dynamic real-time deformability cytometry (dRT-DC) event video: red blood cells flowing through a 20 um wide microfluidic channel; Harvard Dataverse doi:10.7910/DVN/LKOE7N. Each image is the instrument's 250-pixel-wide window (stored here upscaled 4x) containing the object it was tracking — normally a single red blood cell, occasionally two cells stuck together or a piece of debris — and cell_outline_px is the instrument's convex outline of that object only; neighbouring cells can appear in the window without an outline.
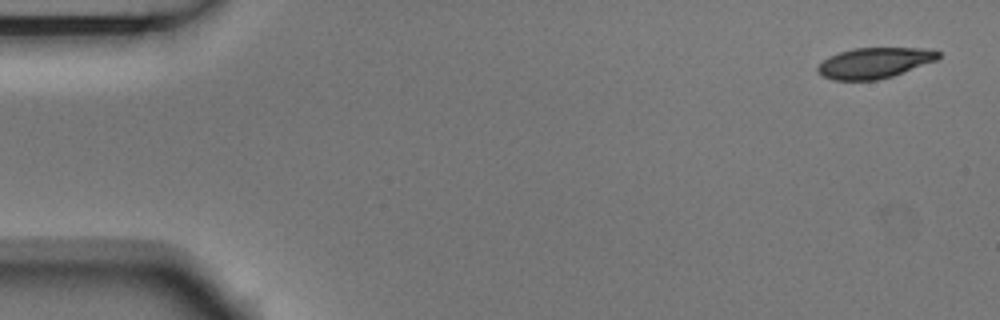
{"species": "Egyptian fruit bat (a non-hibernating species)", "species_latin": "Rousettus aegyptiacus", "temperature_condition": "room temperature", "stored_images_in_passage": 8, "camera_frame_rate_fps": 3000, "um_per_image_px": 0.085, "animal": {"sex": "male"}, "frame": {"image": 1, "passage_image": 1, "time_ms": 0.0, "image_size_px": [1000, 320], "cell_outline_px": [[940, 56], [936, 60], [892, 76], [876, 80], [832, 80], [816, 72], [816, 68], [828, 56], [852, 48], [924, 48], [940, 52]], "centroid_in_image_um": [74.29, 5.34], "position_along_channel_um": 10.7, "area_um2": 21.39}}
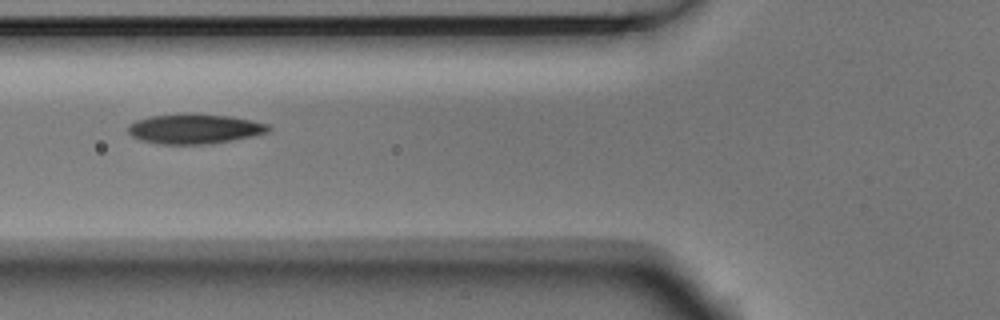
{"frame": {"image": 2, "passage_image": 6, "time_ms": 1.667, "image_size_px": [1000, 320], "cell_outline_px": [[272, 128], [268, 132], [252, 136], [212, 144], [160, 144], [140, 140], [132, 136], [128, 132], [128, 124], [136, 120], [152, 116], [228, 116], [268, 124]], "centroid_in_image_um": [16.52, 11.0], "position_along_channel_um": 109.3, "area_um2": 23.47}}
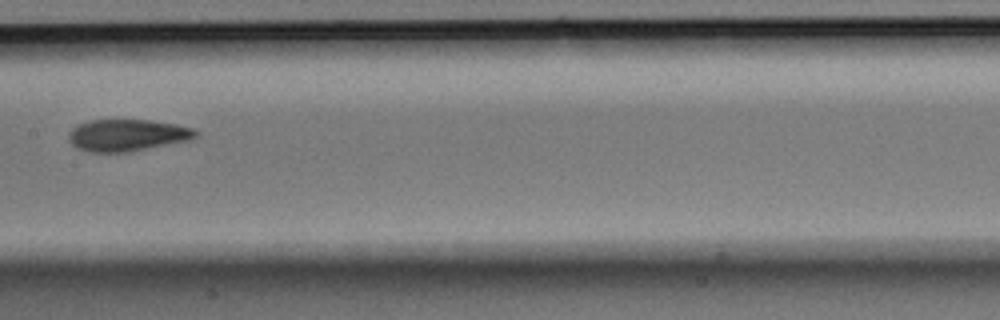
{"frame": {"image": 3, "passage_image": 8, "time_ms": 2.333, "image_size_px": [1000, 320], "cell_outline_px": [[200, 132], [196, 136], [188, 140], [128, 152], [88, 152], [76, 148], [68, 140], [68, 136], [72, 128], [88, 120], [148, 120], [176, 124], [192, 128]], "centroid_in_image_um": [10.79, 11.49], "position_along_channel_um": 196.6, "area_um2": 23.47}}